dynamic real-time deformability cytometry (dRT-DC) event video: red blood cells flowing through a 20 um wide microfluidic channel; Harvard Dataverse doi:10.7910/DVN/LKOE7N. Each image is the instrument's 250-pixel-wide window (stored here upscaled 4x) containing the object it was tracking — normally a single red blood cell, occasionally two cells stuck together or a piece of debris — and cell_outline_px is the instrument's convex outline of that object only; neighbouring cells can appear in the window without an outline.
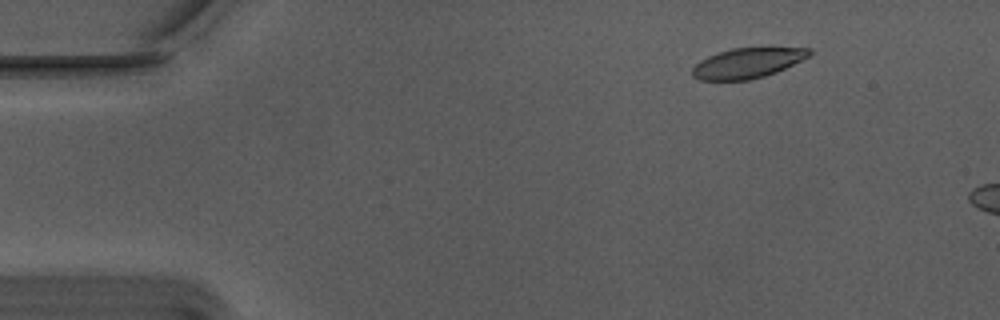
{"species": "Egyptian fruit bat (a non-hibernating species)", "species_latin": "Rousettus aegyptiacus", "temperature_condition": "warm", "stored_images_in_passage": 10, "camera_frame_rate_fps": 3000, "um_per_image_px": 0.085, "animal": {"sex": "male"}, "frame": {"image": 1, "passage_image": 5, "time_ms": 1.333, "image_size_px": [1000, 320], "cell_outline_px": [[812, 52], [808, 56], [776, 72], [764, 76], [748, 80], [700, 80], [692, 76], [692, 68], [700, 60], [708, 56], [732, 48], [812, 48]], "centroid_in_image_um": [63.5, 5.36], "position_along_channel_um": 21.5, "area_um2": 20.23}}